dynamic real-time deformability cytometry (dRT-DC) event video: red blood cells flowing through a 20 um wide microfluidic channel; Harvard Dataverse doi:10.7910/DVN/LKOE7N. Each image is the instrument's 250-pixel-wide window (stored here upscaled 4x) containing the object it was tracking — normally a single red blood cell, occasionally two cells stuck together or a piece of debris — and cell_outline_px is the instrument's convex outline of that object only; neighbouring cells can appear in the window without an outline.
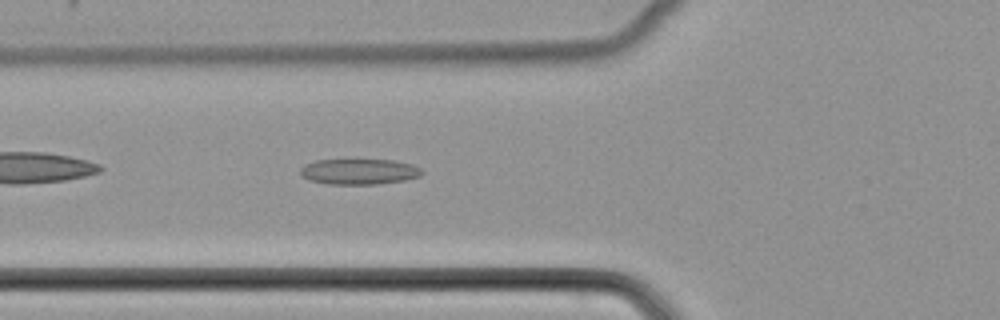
{"species": "common noctule bat (a hibernating species)", "species_latin": "Nyctalus noctula", "temperature_condition": "cold", "stored_images_in_passage": 39, "camera_frame_rate_fps": 3000, "um_per_image_px": 0.085, "animal": {"sex": "female", "body_mass_g": 22.7, "forearm_length_mm": 54.2}, "frame": {"image": 1, "passage_image": 8, "time_ms": 2.333, "image_size_px": [1000, 320], "cell_outline_px": [[424, 172], [420, 176], [404, 180], [376, 184], [328, 184], [308, 180], [300, 176], [300, 168], [304, 164], [316, 160], [352, 156], [392, 160], [412, 164], [420, 168]], "centroid_in_image_um": [30.46, 14.52], "position_along_channel_um": 95.3, "area_um2": 19.31}}
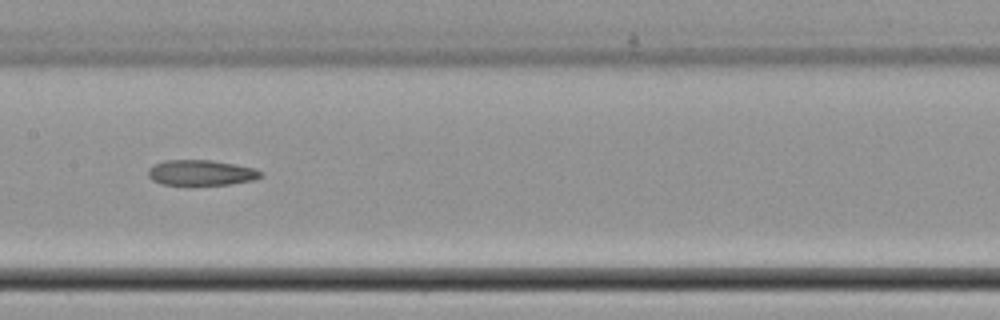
{"frame": {"image": 2, "passage_image": 15, "time_ms": 4.667, "image_size_px": [1000, 320], "cell_outline_px": [[264, 176], [256, 180], [228, 184], [160, 184], [152, 180], [148, 176], [148, 168], [152, 164], [164, 160], [212, 160], [252, 168], [264, 172]], "centroid_in_image_um": [17.08, 14.67], "position_along_channel_um": 190.3, "area_um2": 16.7}}
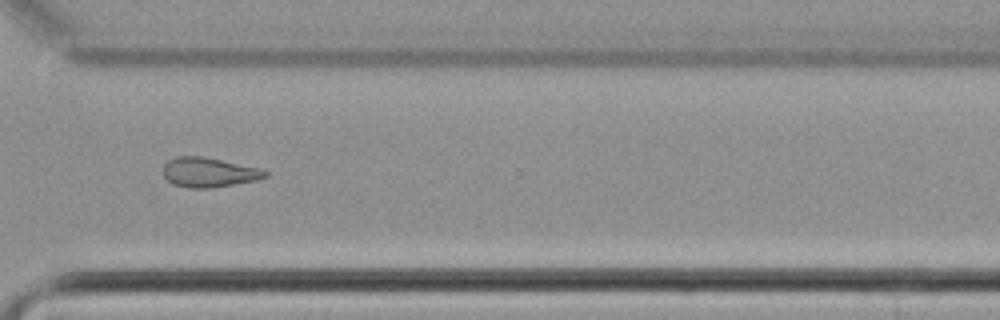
{"frame": {"image": 3, "passage_image": 27, "time_ms": 8.667, "image_size_px": [1000, 320], "cell_outline_px": [[268, 176], [256, 180], [212, 188], [188, 188], [172, 184], [164, 176], [164, 164], [168, 160], [176, 156], [200, 156], [264, 168], [268, 172]], "centroid_in_image_um": [17.78, 14.65], "position_along_channel_um": 352.8, "area_um2": 17.74}}